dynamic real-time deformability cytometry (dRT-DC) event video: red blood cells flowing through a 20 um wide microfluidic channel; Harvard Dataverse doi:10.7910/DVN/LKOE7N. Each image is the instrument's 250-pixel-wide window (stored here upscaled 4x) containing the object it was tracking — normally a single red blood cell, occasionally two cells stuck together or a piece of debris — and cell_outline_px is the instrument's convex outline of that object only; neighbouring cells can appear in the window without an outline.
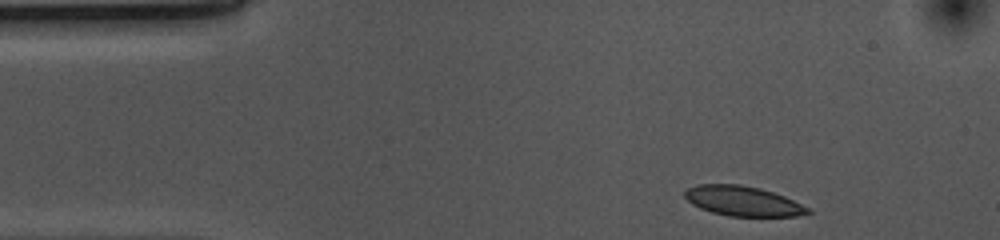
{"species": "common noctule bat (a hibernating species)", "species_latin": "Nyctalus noctula", "temperature_condition": "cold", "stored_images_in_passage": 36, "camera_frame_rate_fps": 3000, "um_per_image_px": 0.085, "animal": {"sex": "female", "body_mass_g": 10.0, "forearm_length_mm": 53.1}, "frame": {"image": 1, "passage_image": 1, "time_ms": 0.0, "image_size_px": [1000, 240], "cell_outline_px": [[812, 212], [796, 216], [728, 216], [712, 212], [700, 208], [692, 204], [684, 196], [684, 192], [688, 188], [696, 184], [740, 184], [760, 188], [784, 196], [808, 208]], "centroid_in_image_um": [63.1, 17.08], "position_along_channel_um": 21.9, "area_um2": 21.27}}
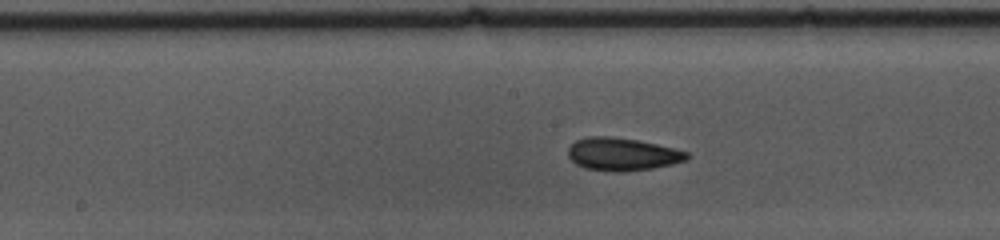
{"frame": {"image": 2, "passage_image": 20, "time_ms": 6.333, "image_size_px": [1000, 240], "cell_outline_px": [[688, 160], [672, 164], [652, 168], [624, 172], [612, 172], [584, 168], [576, 164], [568, 156], [568, 148], [576, 140], [588, 136], [608, 136], [636, 140], [656, 144], [688, 152]], "centroid_in_image_um": [52.87, 13.12], "position_along_channel_um": 195.3, "area_um2": 22.66}}
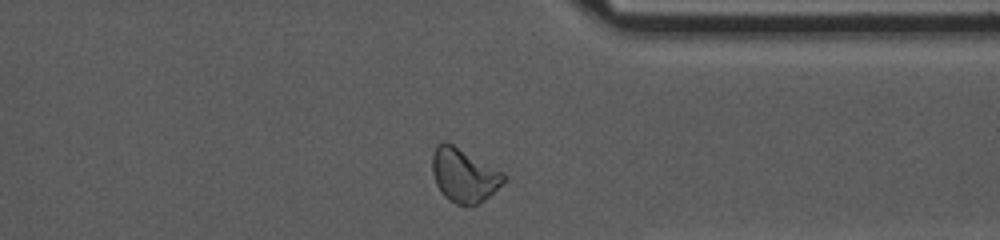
{"frame": {"image": 3, "passage_image": 35, "time_ms": 11.333, "image_size_px": [1000, 240], "cell_outline_px": [[504, 180], [484, 200], [476, 204], [456, 204], [448, 200], [440, 192], [436, 184], [432, 172], [432, 152], [436, 144], [444, 140], [452, 144], [504, 172]], "centroid_in_image_um": [39.37, 14.86], "position_along_channel_um": 372.0, "area_um2": 22.14}, "authors_computed_cell_mechanics": {"area_um2": 21.9929, "velocity_mm_per_s": 3.6565, "shape_relaxation_time_tau1_ms": 3.2777, "shape_relaxation_time_tau2_ms": 2.1048, "deformation_change_tau1": 0.0902, "deformation_change_tau2": 0.0801}}